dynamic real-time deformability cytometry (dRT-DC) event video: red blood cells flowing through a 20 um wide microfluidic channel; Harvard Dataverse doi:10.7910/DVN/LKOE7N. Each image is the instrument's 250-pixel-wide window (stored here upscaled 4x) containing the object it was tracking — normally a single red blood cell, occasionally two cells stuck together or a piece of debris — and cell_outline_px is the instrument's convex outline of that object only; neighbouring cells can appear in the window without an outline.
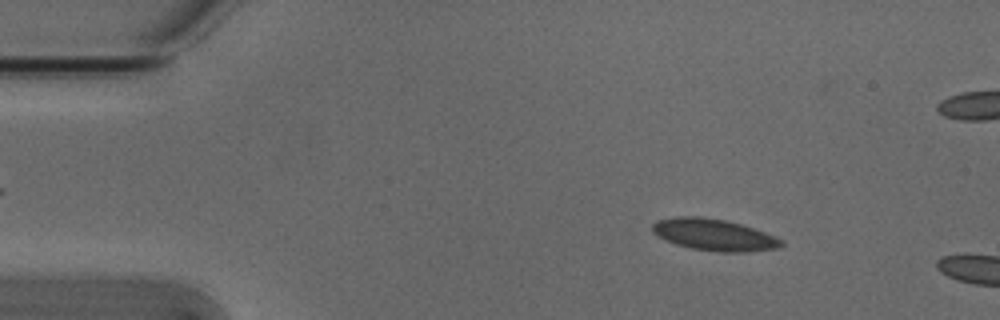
{"species": "Egyptian fruit bat (a non-hibernating species)", "species_latin": "Rousettus aegyptiacus", "temperature_condition": "cold", "stored_images_in_passage": 9, "camera_frame_rate_fps": 3000, "um_per_image_px": 0.085, "animal": {"sex": "male"}, "frame": {"image": 1, "passage_image": 7, "time_ms": 2.0, "image_size_px": [1000, 320], "cell_outline_px": [[784, 244], [776, 248], [744, 252], [724, 252], [692, 248], [676, 244], [652, 232], [652, 224], [656, 220], [676, 216], [696, 216], [724, 220], [740, 224], [776, 236], [784, 240]], "centroid_in_image_um": [60.69, 19.95], "position_along_channel_um": 24.3, "area_um2": 23.47}}